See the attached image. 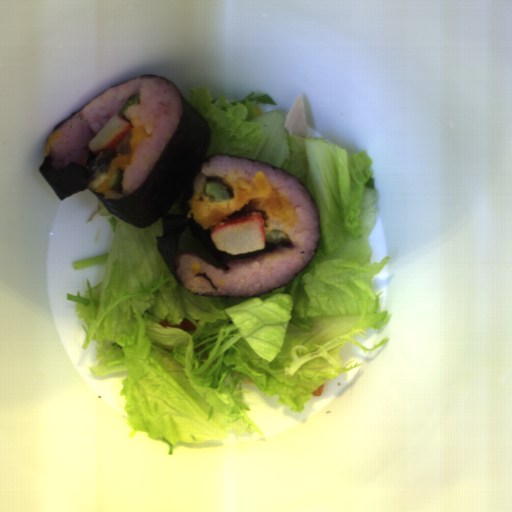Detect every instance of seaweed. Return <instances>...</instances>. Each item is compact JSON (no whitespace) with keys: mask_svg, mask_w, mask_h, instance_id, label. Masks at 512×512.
Here are the masks:
<instances>
[{"mask_svg":"<svg viewBox=\"0 0 512 512\" xmlns=\"http://www.w3.org/2000/svg\"><path fill=\"white\" fill-rule=\"evenodd\" d=\"M86 107V106H85ZM85 107L75 111L74 113H72L69 117H67L66 119H64L63 121H61L60 123H58L53 129H52V134L54 132H56L59 128H61L64 124H66L70 119H72L75 115H77L82 109H84Z\"/></svg>","mask_w":512,"mask_h":512,"instance_id":"seaweed-2","label":"seaweed"},{"mask_svg":"<svg viewBox=\"0 0 512 512\" xmlns=\"http://www.w3.org/2000/svg\"><path fill=\"white\" fill-rule=\"evenodd\" d=\"M139 77L162 78L178 91L182 105L179 126L172 135V137L170 138V140L168 141V143L166 144V146L164 147L163 151L159 155L158 159L154 163L148 175L145 177V179L142 181V183L138 186L136 190L127 194L126 196L117 199L104 198L103 196H101L99 193L92 190L88 186L89 167L83 166L75 161L69 163L63 168L53 169L51 158L48 156L46 152L43 158V162L39 167V170L45 177L53 191L56 193L58 198L62 200L80 191L89 189L107 211H109L119 219L128 222L136 227H140L143 229L151 227L155 222L161 219L163 233L162 236H159L157 238L158 250L161 256L163 257L165 263L167 264L169 270L174 275L179 284L182 286H184V284L182 283V281L180 280L179 276L176 273V261L179 253L191 252L178 251L179 239L184 230L188 227L190 228L192 234L205 247V249L217 259L219 265H216V267H223L233 259L270 253L276 247V244H272L267 241H264V248L258 251L247 252L242 254L223 253L217 249L215 243L212 241L213 230H211L210 228L204 229L193 218H188V213L191 211L192 208L190 204V199L194 195L195 179L200 173L203 164L208 162L213 156L216 155H232L235 157L279 168L288 175L292 176L293 178L301 182L303 186L307 189V191L311 194L310 190L295 175L291 174L290 172L284 170L281 167L272 164L260 162L257 160L241 157L230 153H218L206 158L207 152L212 144L211 131L209 129L207 121L192 105L188 103V101L184 98L180 90L175 86V84L171 80L154 74L142 75ZM135 78L116 84L114 87L124 84ZM183 191V215L175 216L165 214L174 205V203L177 201V199L180 197ZM311 196L313 197L312 194ZM314 203L318 215L319 224L318 243L315 253L312 259L297 275H295L290 281L278 287L277 289L285 287L290 282H292L300 273H302L310 265V263L315 258L320 242L321 215L318 210L315 199Z\"/></svg>","mask_w":512,"mask_h":512,"instance_id":"seaweed-1","label":"seaweed"}]
</instances>
